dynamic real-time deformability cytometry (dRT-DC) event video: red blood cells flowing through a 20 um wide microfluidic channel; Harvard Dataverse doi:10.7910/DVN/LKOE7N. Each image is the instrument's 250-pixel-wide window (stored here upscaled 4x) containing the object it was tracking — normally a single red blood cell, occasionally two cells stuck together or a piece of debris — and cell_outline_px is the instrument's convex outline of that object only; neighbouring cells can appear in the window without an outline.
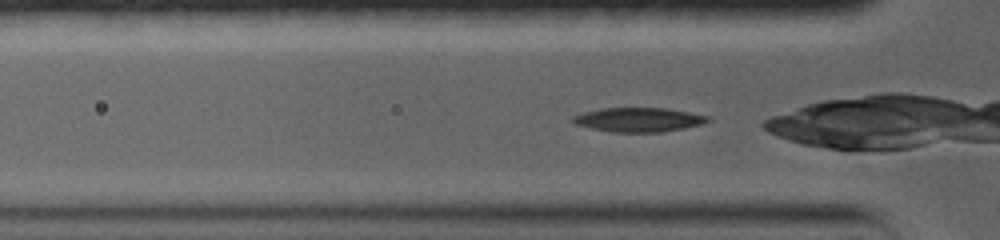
{"species": "common noctule bat (a hibernating species)", "species_latin": "Nyctalus noctula", "temperature_condition": "warm", "stored_images_in_passage": 54, "camera_frame_rate_fps": 5000, "um_per_image_px": 0.085, "animal": {"sex": "female", "body_mass_g": 19.0, "forearm_length_mm": 56.7}, "frame": {"image": 1, "passage_image": 2, "time_ms": 0.2, "image_size_px": [1000, 240], "cell_outline_px": [[712, 120], [704, 124], [664, 132], [612, 132], [592, 128], [576, 124], [572, 120], [572, 116], [584, 112], [600, 108], [664, 108], [688, 112], [708, 116]], "centroid_in_image_um": [54.31, 10.18], "position_along_channel_um": 71.5, "area_um2": 19.02}}
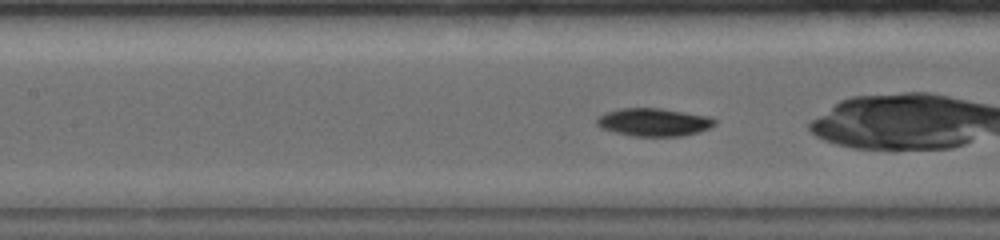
{"frame": {"image": 2, "passage_image": 11, "time_ms": 2.4, "image_size_px": [1000, 240], "cell_outline_px": [[716, 124], [700, 132], [684, 136], [632, 136], [600, 128], [596, 124], [596, 116], [604, 112], [620, 108], [660, 108], [708, 116], [716, 120]], "centroid_in_image_um": [55.53, 10.38], "position_along_channel_um": 151.9, "area_um2": 19.36}}
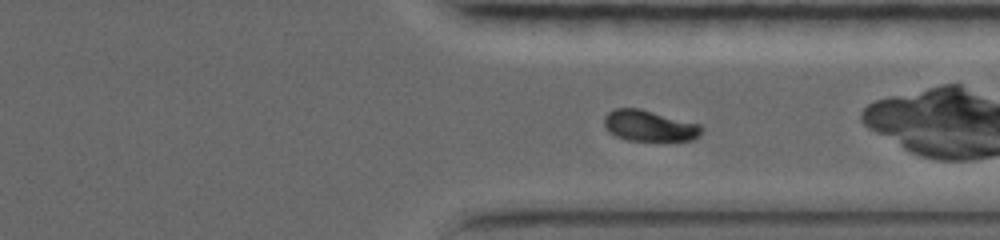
{"frame": {"image": 3, "passage_image": 28, "time_ms": 8.0, "image_size_px": [1000, 240], "cell_outline_px": [[704, 128], [700, 136], [692, 140], [628, 140], [616, 136], [604, 124], [604, 116], [608, 112], [616, 108], [640, 108], [700, 124]], "centroid_in_image_um": [55.23, 10.68], "position_along_channel_um": 356.2, "area_um2": 17.46}}